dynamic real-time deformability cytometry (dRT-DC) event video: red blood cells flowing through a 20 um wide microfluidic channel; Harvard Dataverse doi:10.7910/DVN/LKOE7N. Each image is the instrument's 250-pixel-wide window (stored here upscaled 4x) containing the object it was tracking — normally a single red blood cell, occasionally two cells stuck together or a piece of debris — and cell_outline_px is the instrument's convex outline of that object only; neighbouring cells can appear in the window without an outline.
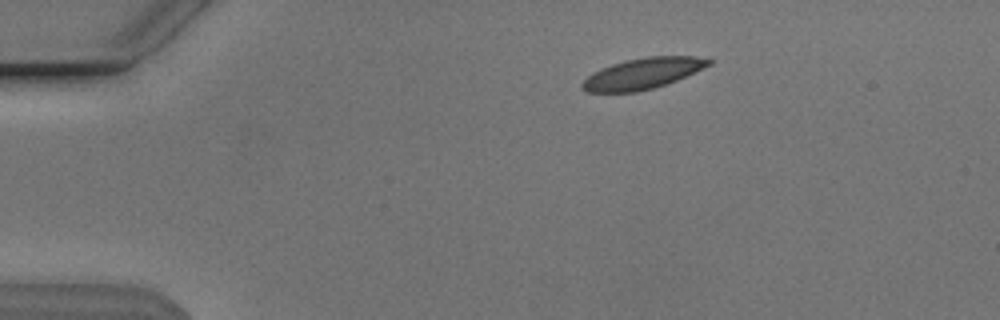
{"species": "Egyptian fruit bat (a non-hibernating species)", "species_latin": "Rousettus aegyptiacus", "temperature_condition": "cold", "stored_images_in_passage": 45, "camera_frame_rate_fps": 3000, "um_per_image_px": 0.085, "animal": {"sex": "male"}, "frame": {"image": 1, "passage_image": 1, "time_ms": 0.0, "image_size_px": [1000, 320], "cell_outline_px": [[712, 64], [676, 80], [652, 88], [636, 92], [588, 92], [580, 88], [580, 84], [592, 72], [600, 68], [624, 60], [648, 56], [696, 56], [712, 60]], "centroid_in_image_um": [54.59, 6.24], "position_along_channel_um": 30.4, "area_um2": 22.72}}
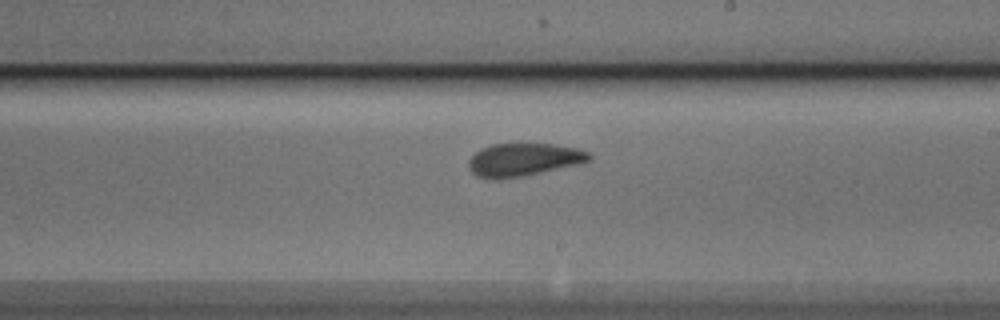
{"frame": {"image": 2, "passage_image": 23, "time_ms": 7.333, "image_size_px": [1000, 320], "cell_outline_px": [[592, 160], [580, 164], [524, 176], [500, 180], [488, 180], [476, 176], [468, 168], [468, 160], [480, 148], [492, 144], [552, 144], [576, 148], [588, 152], [592, 156]], "centroid_in_image_um": [44.47, 13.6], "position_along_channel_um": 244.5, "area_um2": 23.47}}
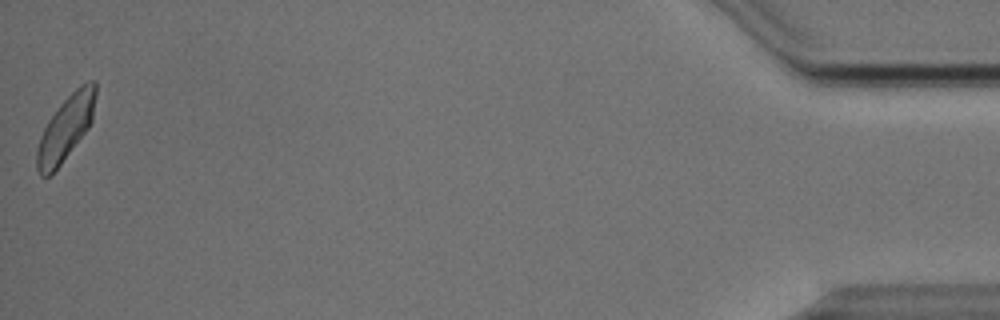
{"frame": {"image": 3, "passage_image": 45, "time_ms": 14.667, "image_size_px": [1000, 320], "cell_outline_px": [[96, 96], [92, 120], [88, 128], [60, 164], [48, 176], [40, 176], [36, 168], [36, 148], [40, 136], [48, 120], [60, 104], [80, 84], [88, 80], [96, 80]], "centroid_in_image_um": [5.58, 10.85], "position_along_channel_um": 429.6, "area_um2": 21.96}, "authors_computed_cell_mechanics": {"area_um2": 22.7732, "velocity_mm_per_s": 3.7931, "shape_relaxation_time_tau1_ms": 5.0248, "shape_relaxation_time_tau2_ms": 2.082, "deformation_change_tau1": 0.1232, "deformation_change_tau2": 0.0739}}